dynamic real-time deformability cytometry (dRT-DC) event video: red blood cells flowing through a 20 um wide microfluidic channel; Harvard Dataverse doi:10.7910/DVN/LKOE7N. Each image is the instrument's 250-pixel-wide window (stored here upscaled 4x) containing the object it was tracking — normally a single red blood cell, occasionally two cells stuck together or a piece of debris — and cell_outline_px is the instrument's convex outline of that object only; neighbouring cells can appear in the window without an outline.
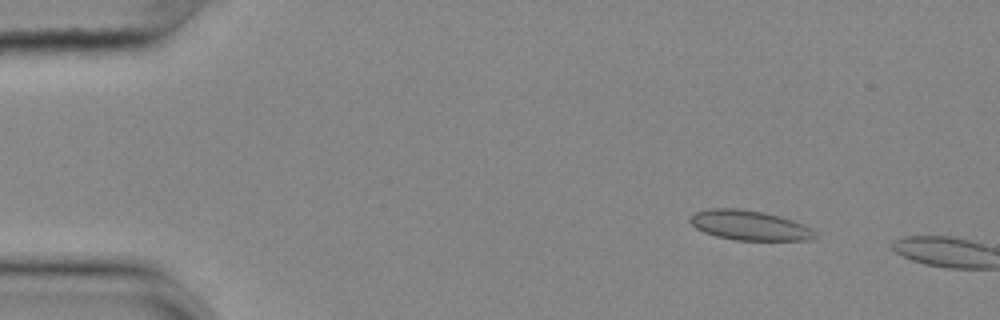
{"species": "common noctule bat (a hibernating species)", "species_latin": "Nyctalus noctula", "temperature_condition": "cold", "stored_images_in_passage": 15, "camera_frame_rate_fps": 3000, "um_per_image_px": 0.085, "animal": {"sex": "female", "body_mass_g": 25.1}, "frame": {"image": 1, "passage_image": 7, "time_ms": 2.0, "image_size_px": [1000, 320], "cell_outline_px": [[816, 236], [808, 240], [736, 240], [716, 236], [704, 232], [696, 228], [688, 220], [696, 212], [712, 208], [736, 208], [760, 212], [792, 220], [808, 228]], "centroid_in_image_um": [63.62, 19.16], "position_along_channel_um": 21.4, "area_um2": 21.04}}